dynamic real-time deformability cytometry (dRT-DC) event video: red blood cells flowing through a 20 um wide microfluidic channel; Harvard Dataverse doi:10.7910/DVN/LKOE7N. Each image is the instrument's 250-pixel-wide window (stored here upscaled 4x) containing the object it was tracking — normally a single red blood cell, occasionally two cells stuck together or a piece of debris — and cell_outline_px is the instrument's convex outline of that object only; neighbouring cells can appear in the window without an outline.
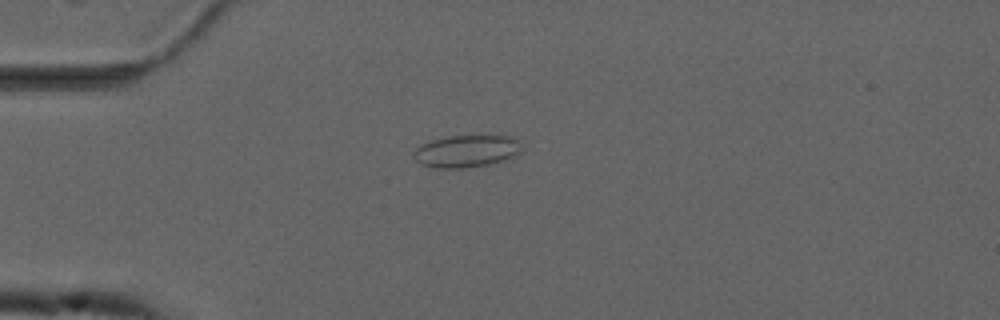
{"species": "common noctule bat (a hibernating species)", "species_latin": "Nyctalus noctula", "temperature_condition": "cold", "stored_images_in_passage": 49, "camera_frame_rate_fps": 3000, "um_per_image_px": 0.085, "animal": {"sex": "male", "forearm_length_mm": 52.5}, "frame": {"image": 1, "passage_image": 9, "time_ms": 2.667, "image_size_px": [1000, 320], "cell_outline_px": [[520, 152], [516, 156], [504, 160], [488, 164], [464, 168], [432, 168], [420, 164], [412, 156], [412, 152], [416, 148], [432, 140], [448, 136], [508, 136], [516, 140], [520, 148]], "centroid_in_image_um": [39.59, 12.87], "position_along_channel_um": 45.4, "area_um2": 20.11}}
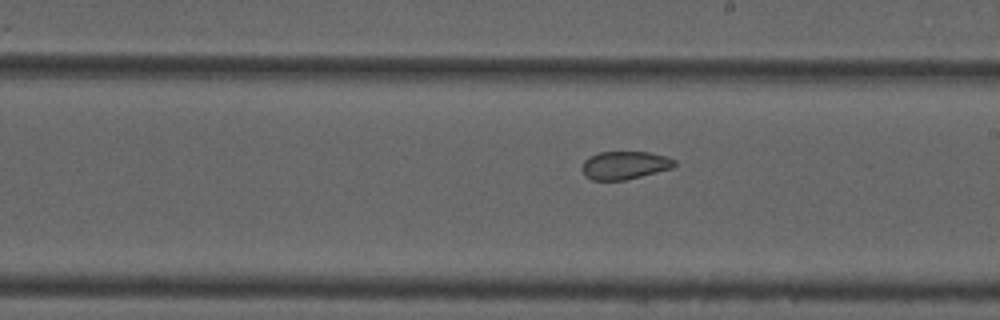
{"frame": {"image": 2, "passage_image": 26, "time_ms": 8.333, "image_size_px": [1000, 320], "cell_outline_px": [[676, 164], [672, 168], [624, 180], [592, 180], [584, 176], [580, 168], [584, 160], [588, 156], [600, 152], [648, 152], [668, 156], [676, 160]], "centroid_in_image_um": [53.06, 14.04], "position_along_channel_um": 235.9, "area_um2": 15.26}}
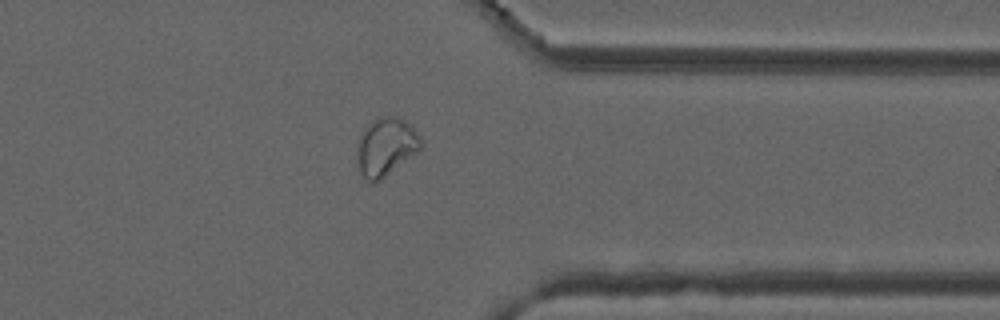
{"frame": {"image": 3, "passage_image": 38, "time_ms": 12.333, "image_size_px": [1000, 320], "cell_outline_px": [[420, 148], [416, 152], [380, 180], [372, 184], [360, 172], [356, 160], [356, 144], [364, 128], [372, 120], [384, 116], [396, 116], [412, 124], [420, 140]], "centroid_in_image_um": [32.75, 12.46], "position_along_channel_um": 378.7, "area_um2": 21.44}, "authors_computed_cell_mechanics": {"area_um2": 18.1492, "velocity_mm_per_s": 3.7169, "shape_relaxation_time_tau1_ms": null, "shape_relaxation_time_tau2_ms": 1.6113, "deformation_change_tau1": null, "deformation_change_tau2": 0.0357}}